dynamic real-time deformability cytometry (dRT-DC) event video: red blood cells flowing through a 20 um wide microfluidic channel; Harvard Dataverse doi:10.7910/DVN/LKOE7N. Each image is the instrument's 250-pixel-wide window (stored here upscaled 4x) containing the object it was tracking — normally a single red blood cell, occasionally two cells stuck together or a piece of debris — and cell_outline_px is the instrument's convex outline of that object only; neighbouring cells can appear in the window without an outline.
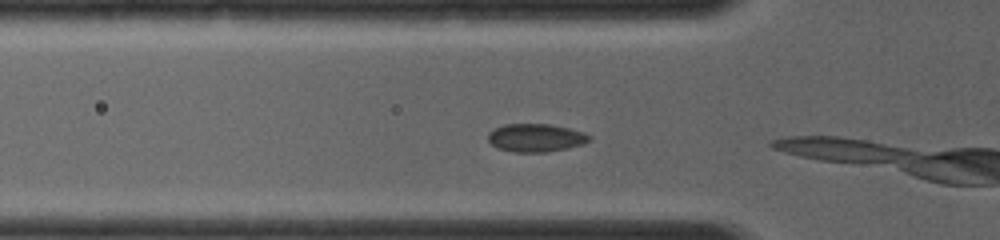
{"species": "common noctule bat (a hibernating species)", "species_latin": "Nyctalus noctula", "temperature_condition": "room temperature", "stored_images_in_passage": 4, "camera_frame_rate_fps": 4000, "um_per_image_px": 0.085, "animal": {"sex": "female", "body_mass_g": 19.0, "forearm_length_mm": 56.7}, "frame": {"image": 1, "passage_image": 3, "time_ms": 0.5, "image_size_px": [1000, 240], "cell_outline_px": [[592, 140], [584, 144], [568, 148], [544, 152], [512, 152], [496, 148], [488, 140], [488, 132], [504, 124], [552, 124], [584, 132], [592, 136]], "centroid_in_image_um": [45.56, 11.71], "position_along_channel_um": 80.2, "area_um2": 16.76}}